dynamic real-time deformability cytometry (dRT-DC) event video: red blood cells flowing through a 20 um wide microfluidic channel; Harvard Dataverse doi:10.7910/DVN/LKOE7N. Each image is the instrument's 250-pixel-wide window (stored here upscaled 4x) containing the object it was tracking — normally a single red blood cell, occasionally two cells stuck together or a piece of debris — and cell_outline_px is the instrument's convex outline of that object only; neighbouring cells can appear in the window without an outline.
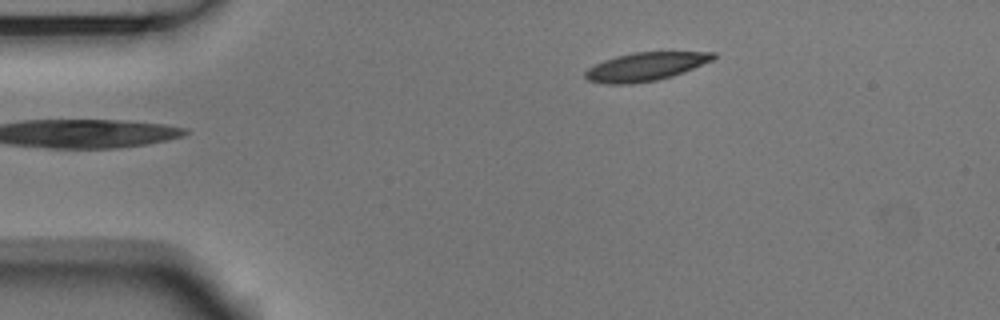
{"species": "Egyptian fruit bat (a non-hibernating species)", "species_latin": "Rousettus aegyptiacus", "temperature_condition": "room temperature", "stored_images_in_passage": 38, "camera_frame_rate_fps": 3000, "um_per_image_px": 0.085, "animal": {"sex": "male"}, "frame": {"image": 1, "passage_image": 1, "time_ms": 0.0, "image_size_px": [1000, 320], "cell_outline_px": [[716, 56], [712, 60], [684, 72], [672, 76], [656, 80], [632, 84], [604, 84], [588, 80], [584, 76], [584, 72], [588, 68], [604, 60], [616, 56], [632, 52], [716, 52]], "centroid_in_image_um": [54.84, 5.67], "position_along_channel_um": 30.2, "area_um2": 21.15}}
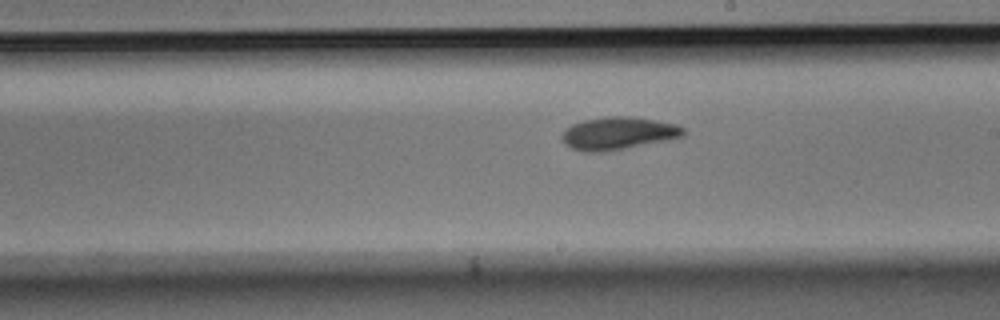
{"frame": {"image": 2, "passage_image": 22, "time_ms": 7.0, "image_size_px": [1000, 320], "cell_outline_px": [[684, 136], [600, 152], [584, 152], [572, 148], [564, 144], [560, 136], [572, 124], [584, 120], [608, 116], [632, 116], [656, 120], [676, 124], [684, 128]], "centroid_in_image_um": [52.51, 11.31], "position_along_channel_um": 236.5, "area_um2": 22.66}}
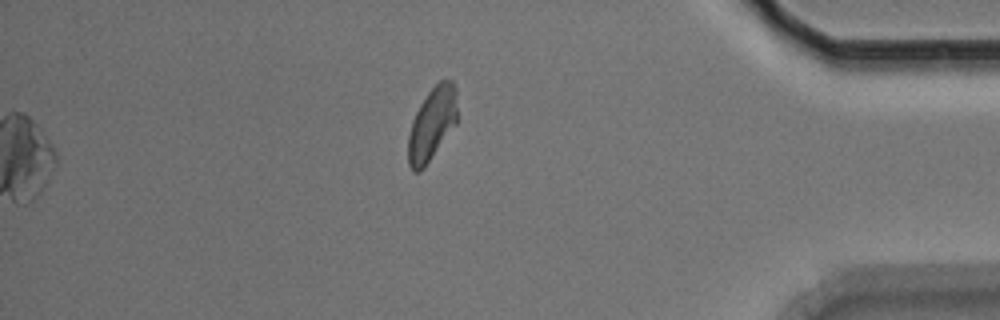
{"frame": {"image": 3, "passage_image": 38, "time_ms": 12.333, "image_size_px": [1000, 320], "cell_outline_px": [[456, 124], [424, 168], [420, 172], [412, 172], [408, 164], [408, 136], [412, 120], [420, 104], [428, 92], [440, 80], [452, 80], [456, 88]], "centroid_in_image_um": [36.7, 10.56], "position_along_channel_um": 398.5, "area_um2": 20.81}, "authors_computed_cell_mechanics": {"area_um2": 21.8773, "velocity_mm_per_s": 3.6816, "shape_relaxation_time_tau1_ms": 6.7701, "shape_relaxation_time_tau2_ms": 5.1261, "deformation_change_tau1": 0.163, "deformation_change_tau2": 0.104}}